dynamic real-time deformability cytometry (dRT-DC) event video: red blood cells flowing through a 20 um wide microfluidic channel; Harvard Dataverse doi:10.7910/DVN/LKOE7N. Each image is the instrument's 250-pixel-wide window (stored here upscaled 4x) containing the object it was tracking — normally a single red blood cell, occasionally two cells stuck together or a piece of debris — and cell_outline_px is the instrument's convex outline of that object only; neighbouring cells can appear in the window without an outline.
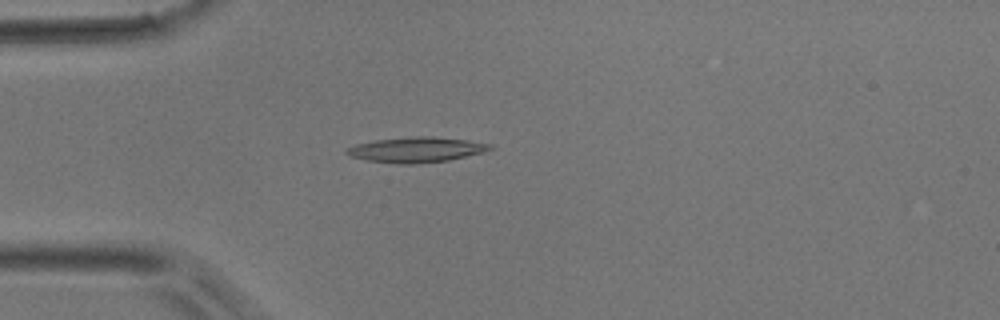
{"species": "common noctule bat (a hibernating species)", "species_latin": "Nyctalus noctula", "temperature_condition": "room temperature", "stored_images_in_passage": 46, "camera_frame_rate_fps": 3000, "um_per_image_px": 0.085, "animal": {"sex": "male", "body_mass_g": 17.9}, "frame": {"image": 1, "passage_image": 10, "time_ms": 3.0, "image_size_px": [1000, 320], "cell_outline_px": [[492, 148], [484, 152], [448, 160], [412, 164], [400, 164], [368, 160], [352, 156], [344, 152], [348, 148], [356, 144], [376, 140], [416, 136], [432, 136], [468, 140], [492, 144]], "centroid_in_image_um": [35.41, 12.72], "position_along_channel_um": 49.6, "area_um2": 20.81}}
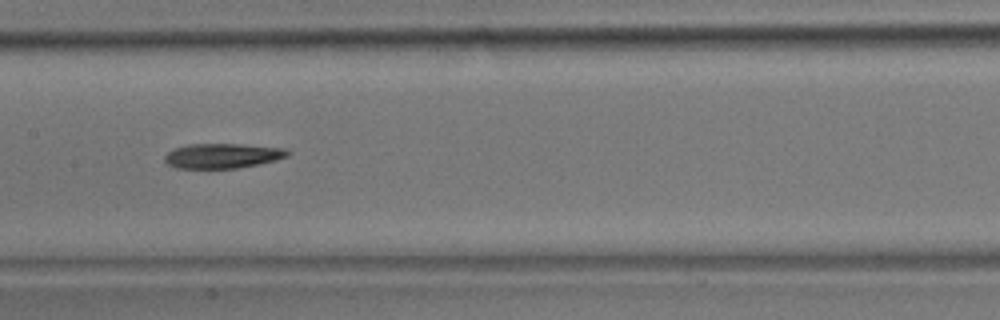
{"frame": {"image": 2, "passage_image": 21, "time_ms": 6.667, "image_size_px": [1000, 320], "cell_outline_px": [[292, 152], [288, 156], [276, 160], [260, 164], [236, 168], [176, 168], [168, 164], [164, 160], [164, 156], [168, 152], [176, 148], [188, 144], [240, 144], [284, 148]], "centroid_in_image_um": [18.94, 13.24], "position_along_channel_um": 188.5, "area_um2": 17.8}}
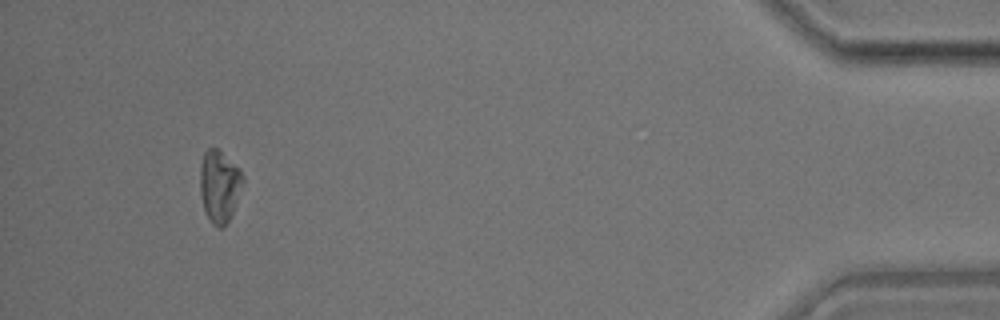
{"frame": {"image": 3, "passage_image": 43, "time_ms": 14.0, "image_size_px": [1000, 320], "cell_outline_px": [[244, 180], [232, 212], [228, 220], [220, 228], [216, 228], [212, 224], [204, 208], [200, 192], [200, 164], [204, 152], [208, 148], [216, 148], [240, 168], [244, 176]], "centroid_in_image_um": [18.64, 15.79], "position_along_channel_um": 416.6, "area_um2": 17.74}}